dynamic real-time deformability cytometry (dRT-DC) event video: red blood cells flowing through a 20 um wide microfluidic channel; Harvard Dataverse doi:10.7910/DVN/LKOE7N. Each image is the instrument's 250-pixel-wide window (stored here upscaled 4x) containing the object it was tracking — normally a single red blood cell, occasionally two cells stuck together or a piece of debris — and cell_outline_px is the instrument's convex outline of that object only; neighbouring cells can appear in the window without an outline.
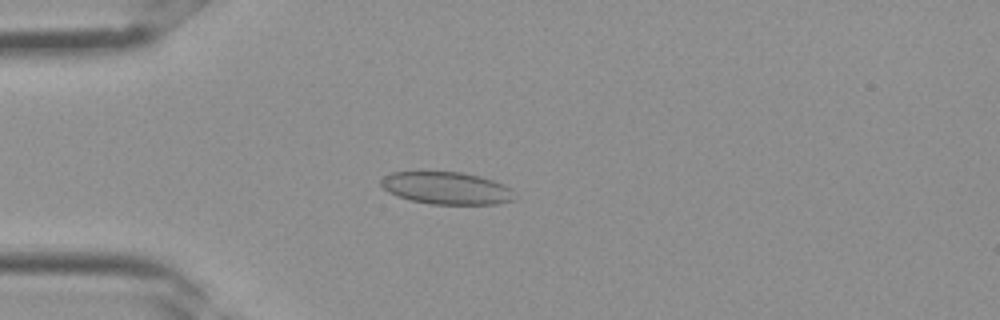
{"species": "Egyptian fruit bat (a non-hibernating species)", "species_latin": "Rousettus aegyptiacus", "temperature_condition": "room temperature", "stored_images_in_passage": 2, "camera_frame_rate_fps": 3000, "um_per_image_px": 0.085, "frame": {"image": 1, "passage_image": 2, "time_ms": 0.333, "image_size_px": [1000, 320], "cell_outline_px": [[512, 200], [496, 204], [432, 204], [412, 200], [396, 196], [388, 192], [380, 184], [380, 180], [384, 176], [392, 172], [460, 172], [480, 176], [504, 184], [512, 188]], "centroid_in_image_um": [37.93, 15.98], "position_along_channel_um": 47.1, "area_um2": 25.03}}